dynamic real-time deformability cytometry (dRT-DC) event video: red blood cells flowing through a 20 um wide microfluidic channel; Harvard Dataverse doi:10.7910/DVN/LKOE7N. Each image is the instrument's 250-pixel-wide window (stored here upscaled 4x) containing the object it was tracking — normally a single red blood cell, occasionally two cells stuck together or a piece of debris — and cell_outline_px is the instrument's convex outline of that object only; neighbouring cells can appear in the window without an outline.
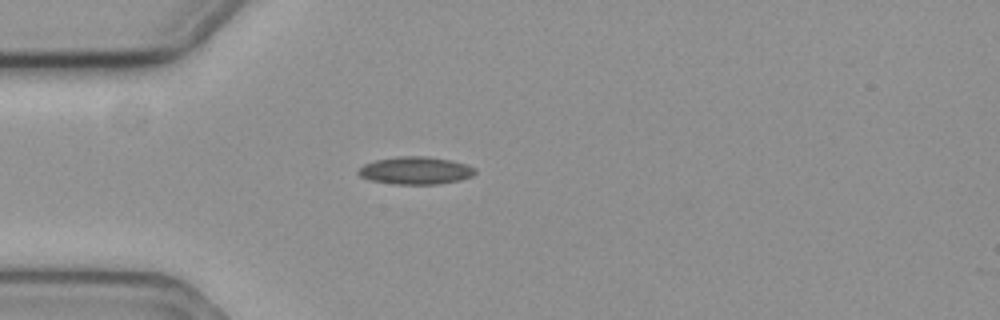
{"species": "common noctule bat (a hibernating species)", "species_latin": "Nyctalus noctula", "temperature_condition": "cold", "stored_images_in_passage": 7, "camera_frame_rate_fps": 3000, "um_per_image_px": 0.085, "animal": {"sex": "female", "body_mass_g": 19.3, "forearm_length_mm": 54.1}, "frame": {"image": 1, "passage_image": 5, "time_ms": 1.333, "image_size_px": [1000, 320], "cell_outline_px": [[476, 172], [472, 176], [460, 180], [440, 184], [392, 184], [368, 180], [360, 176], [356, 172], [364, 164], [376, 160], [396, 156], [424, 156], [452, 160], [468, 164], [476, 168]], "centroid_in_image_um": [35.33, 14.49], "position_along_channel_um": 49.7, "area_um2": 19.02}}
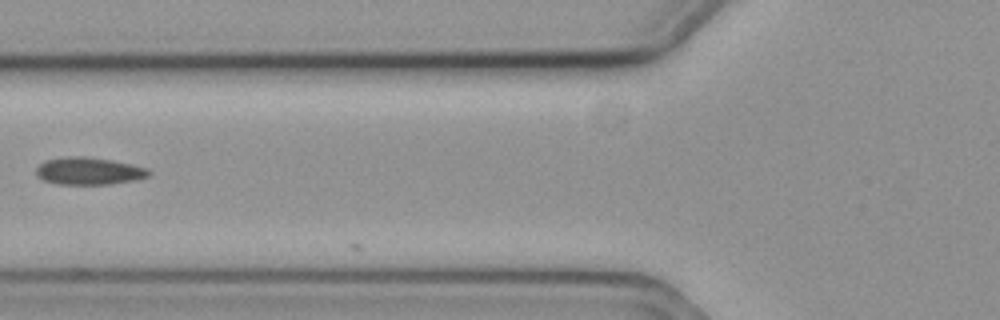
{"frame": {"image": 2, "passage_image": 7, "time_ms": 2.0, "image_size_px": [1000, 320], "cell_outline_px": [[152, 172], [148, 176], [136, 180], [108, 184], [60, 184], [44, 180], [36, 176], [36, 168], [44, 160], [68, 156], [84, 156], [112, 160], [132, 164], [148, 168]], "centroid_in_image_um": [7.56, 14.53], "position_along_channel_um": 118.2, "area_um2": 18.03}}